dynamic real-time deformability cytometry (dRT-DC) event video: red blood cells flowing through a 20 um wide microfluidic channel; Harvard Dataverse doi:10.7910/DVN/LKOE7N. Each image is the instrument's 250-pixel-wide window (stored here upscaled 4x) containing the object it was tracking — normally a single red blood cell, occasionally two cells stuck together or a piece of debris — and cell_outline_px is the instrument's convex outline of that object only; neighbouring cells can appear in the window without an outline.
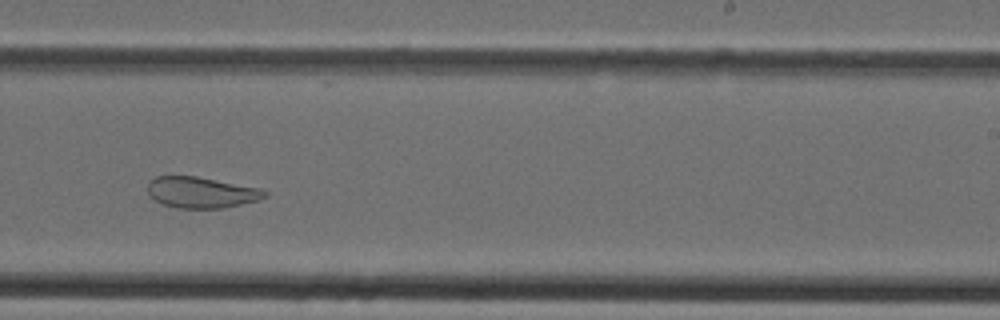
{"species": "Egyptian fruit bat (a non-hibernating species)", "species_latin": "Rousettus aegyptiacus", "temperature_condition": "cold", "stored_images_in_passage": 35, "camera_frame_rate_fps": 3000, "um_per_image_px": 0.085, "animal": {"sex": "female"}, "frame": {"image": 1, "passage_image": 20, "time_ms": 6.333, "image_size_px": [1000, 320], "cell_outline_px": [[268, 196], [260, 200], [224, 208], [176, 208], [164, 204], [156, 200], [148, 192], [148, 180], [156, 176], [196, 176], [260, 188], [268, 192]], "centroid_in_image_um": [17.14, 16.35], "position_along_channel_um": 271.9, "area_um2": 21.21}}
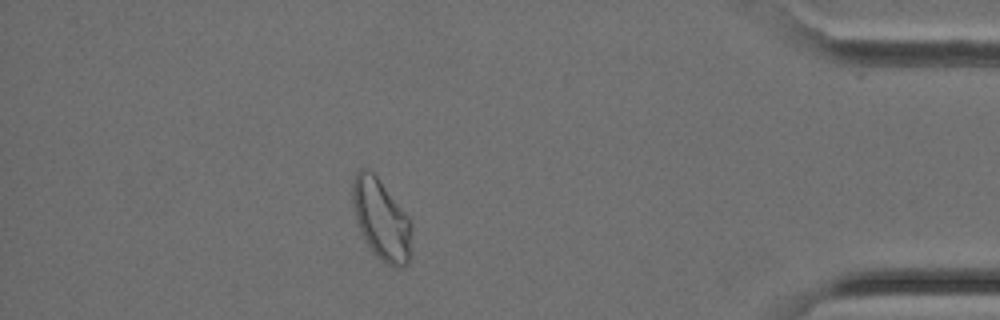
{"frame": {"image": 2, "passage_image": 30, "time_ms": 9.667, "image_size_px": [1000, 320], "cell_outline_px": [[412, 228], [408, 264], [404, 268], [392, 268], [384, 264], [372, 252], [360, 232], [352, 200], [352, 184], [356, 168], [368, 168], [376, 176], [408, 216], [412, 224]], "centroid_in_image_um": [32.41, 18.69], "position_along_channel_um": 402.8, "area_um2": 27.98}}